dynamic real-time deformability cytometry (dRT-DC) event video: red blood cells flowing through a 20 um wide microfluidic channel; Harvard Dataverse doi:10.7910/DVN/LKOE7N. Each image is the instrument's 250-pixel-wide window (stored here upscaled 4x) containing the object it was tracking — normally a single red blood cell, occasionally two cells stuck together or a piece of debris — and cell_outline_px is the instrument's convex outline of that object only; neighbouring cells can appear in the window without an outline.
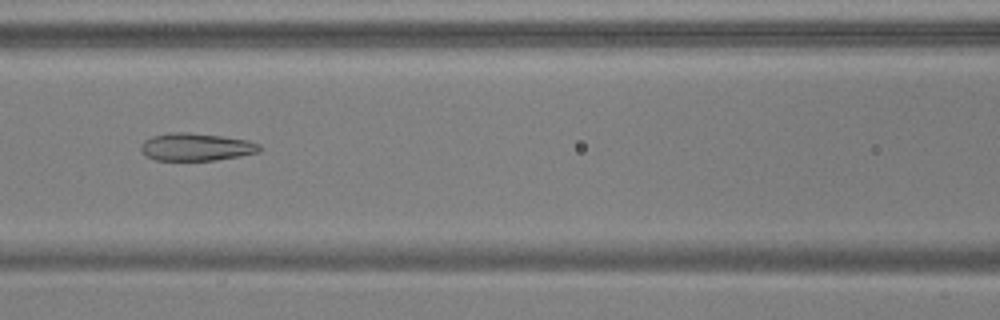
{"species": "common noctule bat (a hibernating species)", "species_latin": "Nyctalus noctula", "temperature_condition": "warm", "stored_images_in_passage": 45, "camera_frame_rate_fps": 3000, "um_per_image_px": 0.085, "animal": {"sex": "male", "body_mass_g": 17.9, "forearm_length_mm": 54.2}, "frame": {"image": 1, "passage_image": 15, "time_ms": 4.667, "image_size_px": [1000, 320], "cell_outline_px": [[264, 148], [260, 152], [240, 156], [216, 160], [156, 160], [148, 156], [140, 148], [140, 144], [144, 140], [152, 136], [172, 132], [188, 132], [220, 136], [248, 140], [260, 144]], "centroid_in_image_um": [16.72, 12.49], "position_along_channel_um": 149.9, "area_um2": 19.13}}
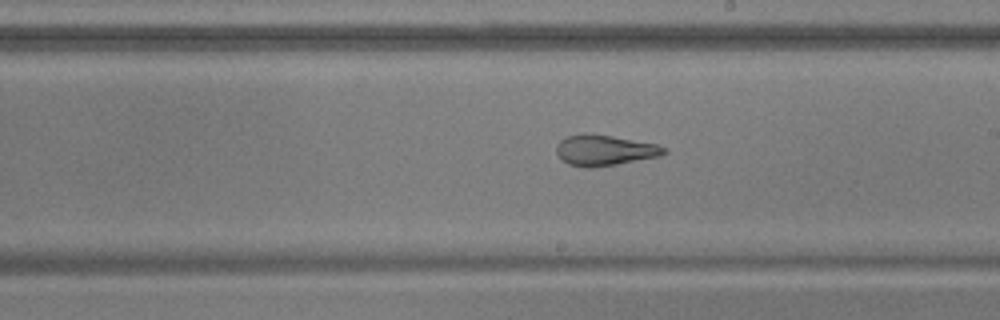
{"frame": {"image": 2, "passage_image": 22, "time_ms": 7.0, "image_size_px": [1000, 320], "cell_outline_px": [[668, 152], [660, 156], [616, 164], [588, 168], [584, 168], [568, 164], [556, 152], [556, 144], [560, 140], [568, 136], [584, 132], [612, 136], [656, 144], [668, 148]], "centroid_in_image_um": [51.39, 12.76], "position_along_channel_um": 237.6, "area_um2": 19.25}}
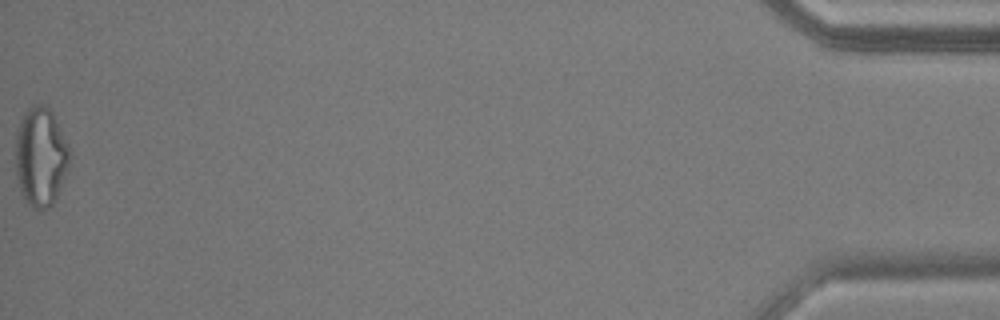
{"frame": {"image": 3, "passage_image": 45, "time_ms": 14.667, "image_size_px": [1000, 320], "cell_outline_px": [[72, 164], [52, 204], [48, 208], [36, 212], [24, 200], [20, 192], [16, 176], [16, 128], [20, 120], [28, 108], [32, 104], [40, 104], [48, 108], [52, 112], [68, 144]], "centroid_in_image_um": [3.46, 13.36], "position_along_channel_um": 431.7, "area_um2": 31.79}, "authors_computed_cell_mechanics": {"area_um2": 22.9466, "velocity_mm_per_s": 3.7727, "shape_relaxation_time_tau1_ms": null, "shape_relaxation_time_tau2_ms": 1.9521, "deformation_change_tau1": null, "deformation_change_tau2": 0.1065}}